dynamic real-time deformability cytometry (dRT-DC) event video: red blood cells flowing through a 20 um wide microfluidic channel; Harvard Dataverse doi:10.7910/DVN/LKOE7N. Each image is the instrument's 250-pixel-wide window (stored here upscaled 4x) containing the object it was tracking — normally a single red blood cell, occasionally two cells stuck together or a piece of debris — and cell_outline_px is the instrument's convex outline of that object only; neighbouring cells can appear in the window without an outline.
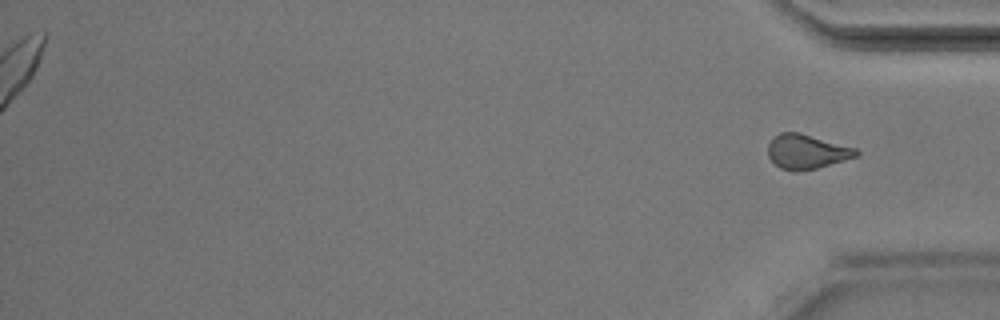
{"species": "Egyptian fruit bat (a non-hibernating species)", "species_latin": "Rousettus aegyptiacus", "temperature_condition": "room temperature", "stored_images_in_passage": 35, "segment_of_instrument_passage": [2, 2], "camera_frame_rate_fps": 3000, "um_per_image_px": 0.085, "animal": {"sex": "male"}, "frame": {"image": 1, "passage_image": 35, "time_ms": 11.333, "image_size_px": [1000, 320], "cell_outline_px": [[860, 152], [856, 156], [844, 160], [816, 168], [796, 172], [792, 172], [780, 168], [768, 156], [768, 144], [780, 132], [800, 132], [856, 148]], "centroid_in_image_um": [68.56, 12.89], "position_along_channel_um": 366.6, "area_um2": 17.63}}